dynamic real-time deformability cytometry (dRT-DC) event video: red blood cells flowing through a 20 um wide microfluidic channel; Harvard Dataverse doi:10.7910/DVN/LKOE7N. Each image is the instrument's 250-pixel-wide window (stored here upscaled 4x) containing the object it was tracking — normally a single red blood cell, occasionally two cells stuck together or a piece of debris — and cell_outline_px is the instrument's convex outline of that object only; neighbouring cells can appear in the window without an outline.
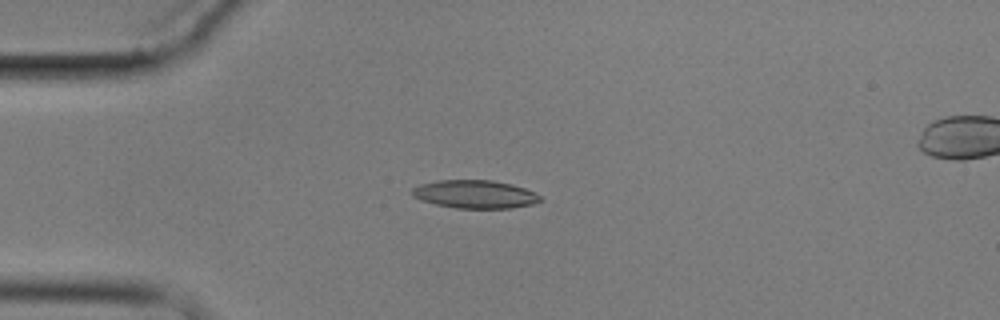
{"species": "common noctule bat (a hibernating species)", "species_latin": "Nyctalus noctula", "temperature_condition": "cold", "stored_images_in_passage": 4, "camera_frame_rate_fps": 3000, "um_per_image_px": 0.085, "animal": {"sex": "male", "body_mass_g": 17.9}, "frame": {"image": 1, "passage_image": 2, "time_ms": 1.0, "image_size_px": [1000, 320], "cell_outline_px": [[544, 200], [532, 204], [512, 208], [456, 208], [436, 204], [420, 200], [412, 196], [412, 188], [420, 184], [436, 180], [492, 180], [512, 184], [536, 192]], "centroid_in_image_um": [40.38, 16.5], "position_along_channel_um": 44.6, "area_um2": 21.15}}
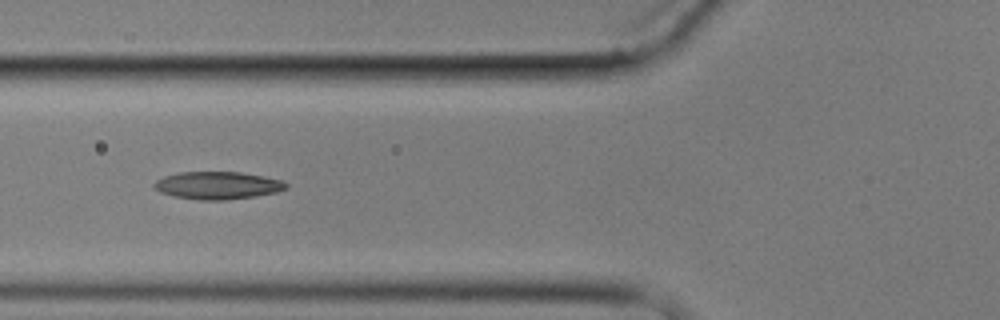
{"frame": {"image": 2, "passage_image": 4, "time_ms": 3.333, "image_size_px": [1000, 320], "cell_outline_px": [[288, 188], [276, 192], [256, 196], [224, 200], [200, 200], [176, 196], [160, 192], [152, 188], [152, 184], [156, 180], [164, 176], [180, 172], [240, 172], [264, 176], [280, 180], [288, 184]], "centroid_in_image_um": [18.48, 15.75], "position_along_channel_um": 107.3, "area_um2": 21.21}}